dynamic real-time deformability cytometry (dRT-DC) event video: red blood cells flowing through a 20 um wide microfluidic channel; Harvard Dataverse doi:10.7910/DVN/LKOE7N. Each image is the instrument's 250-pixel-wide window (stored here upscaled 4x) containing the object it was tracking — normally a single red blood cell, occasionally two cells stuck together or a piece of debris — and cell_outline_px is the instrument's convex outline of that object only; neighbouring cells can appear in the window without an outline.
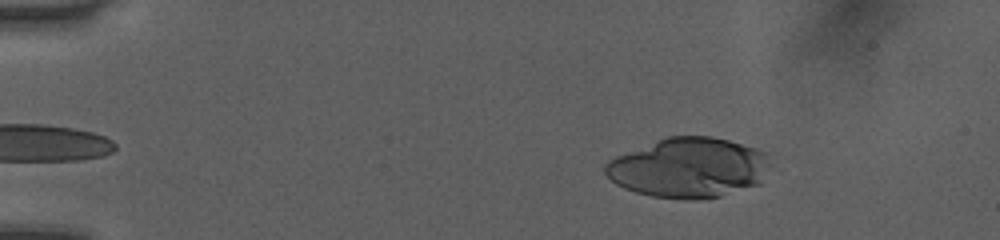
{"species": "human", "species_latin": "Homo sapiens", "temperature_condition": "room temperature", "stored_images_in_passage": 34, "camera_frame_rate_fps": 3000, "um_per_image_px": 0.085, "donor": {"sex": "female"}, "frame": {"image": 1, "passage_image": 2, "time_ms": 0.333, "image_size_px": [1000, 240], "cell_outline_px": [[772, 164], [760, 184], [720, 196], [688, 200], [684, 200], [652, 196], [636, 192], [624, 188], [616, 184], [604, 172], [604, 164], [608, 160], [616, 156], [668, 136], [712, 136], [728, 140], [756, 148], [768, 152]], "centroid_in_image_um": [58.58, 14.25], "position_along_channel_um": 26.4, "area_um2": 57.86}}